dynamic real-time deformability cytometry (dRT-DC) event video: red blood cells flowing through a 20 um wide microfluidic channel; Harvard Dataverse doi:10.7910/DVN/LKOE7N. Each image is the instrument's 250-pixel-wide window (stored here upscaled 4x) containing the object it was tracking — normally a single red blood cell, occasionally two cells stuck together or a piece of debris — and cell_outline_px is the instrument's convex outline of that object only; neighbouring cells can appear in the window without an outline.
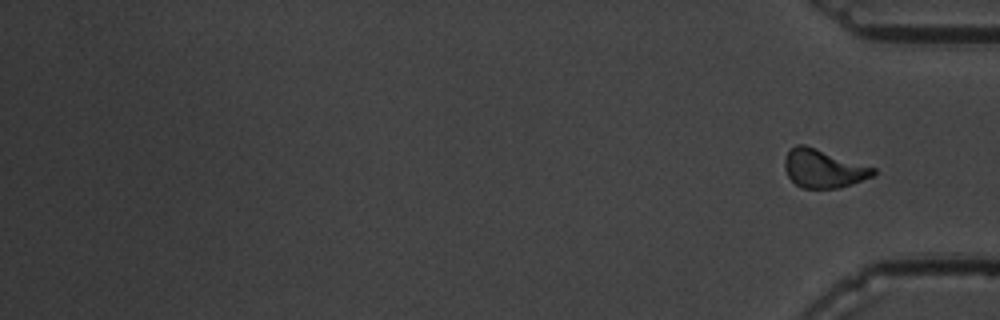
{"species": "common noctule bat (a hibernating species)", "species_latin": "Nyctalus noctula", "temperature_condition": "warm", "stored_images_in_passage": 16, "segment_of_instrument_passage": [2, 2], "camera_frame_rate_fps": 3000, "um_per_image_px": 0.085, "animal": {"sex": "male", "body_mass_g": 19.5, "forearm_length_mm": 54.6}, "frame": {"image": 1, "passage_image": 16, "time_ms": 20.667, "image_size_px": [1000, 320], "cell_outline_px": [[876, 172], [872, 176], [852, 184], [836, 188], [800, 188], [788, 176], [784, 168], [784, 160], [788, 152], [796, 144], [804, 144], [876, 168]], "centroid_in_image_um": [69.97, 14.33], "position_along_channel_um": 365.2, "area_um2": 19.65}}